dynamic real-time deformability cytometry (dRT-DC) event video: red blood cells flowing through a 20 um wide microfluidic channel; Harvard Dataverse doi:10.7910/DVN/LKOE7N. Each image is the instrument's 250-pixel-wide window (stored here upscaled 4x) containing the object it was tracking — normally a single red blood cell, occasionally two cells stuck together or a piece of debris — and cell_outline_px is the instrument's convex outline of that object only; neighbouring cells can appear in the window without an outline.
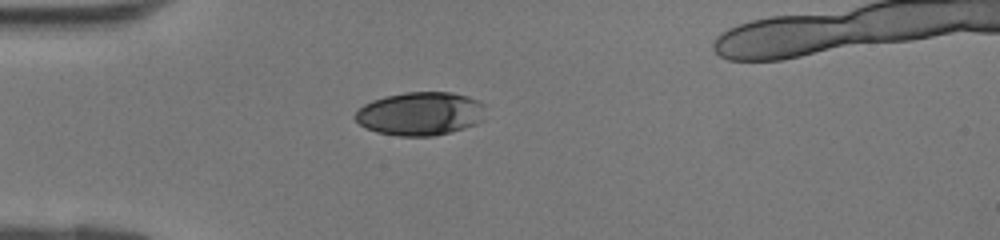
{"species": "human", "species_latin": "Homo sapiens", "temperature_condition": "room temperature", "stored_images_in_passage": 29, "camera_frame_rate_fps": 3000, "um_per_image_px": 0.085, "donor": {"sex": "female"}, "frame": {"image": 1, "passage_image": 1, "time_ms": 0.0, "image_size_px": [1000, 240], "cell_outline_px": [[484, 120], [476, 124], [464, 128], [432, 136], [400, 136], [376, 132], [364, 128], [352, 116], [364, 104], [372, 100], [384, 96], [404, 92], [452, 92], [468, 96], [484, 104]], "centroid_in_image_um": [35.71, 9.66], "position_along_channel_um": 49.3, "area_um2": 33.18}}
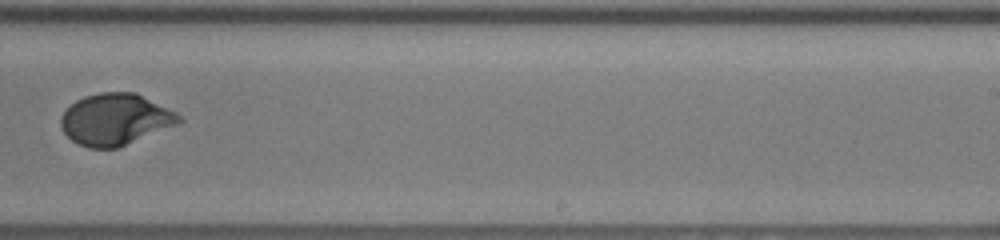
{"frame": {"image": 2, "passage_image": 16, "time_ms": 5.0, "image_size_px": [1000, 240], "cell_outline_px": [[184, 120], [180, 124], [116, 148], [88, 148], [72, 140], [64, 132], [60, 124], [60, 120], [64, 112], [76, 100], [84, 96], [100, 92], [136, 92], [176, 112]], "centroid_in_image_um": [9.83, 10.14], "position_along_channel_um": 279.2, "area_um2": 35.37}}
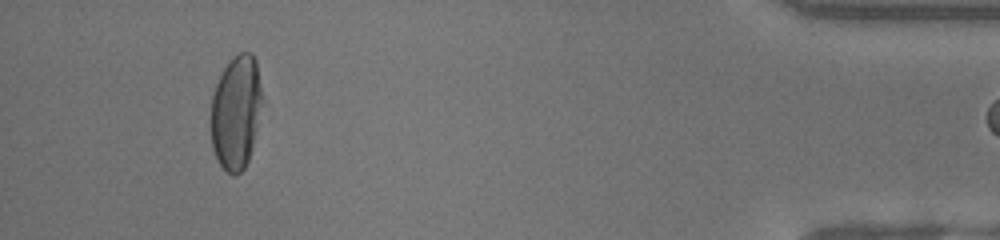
{"frame": {"image": 3, "passage_image": 28, "time_ms": 9.0, "image_size_px": [1000, 240], "cell_outline_px": [[264, 100], [252, 148], [248, 160], [244, 168], [236, 176], [232, 176], [220, 164], [212, 148], [208, 124], [208, 120], [212, 96], [216, 84], [224, 68], [232, 56], [240, 52], [252, 52], [256, 60], [264, 96]], "centroid_in_image_um": [20.06, 9.52], "position_along_channel_um": 415.1, "area_um2": 35.2}}